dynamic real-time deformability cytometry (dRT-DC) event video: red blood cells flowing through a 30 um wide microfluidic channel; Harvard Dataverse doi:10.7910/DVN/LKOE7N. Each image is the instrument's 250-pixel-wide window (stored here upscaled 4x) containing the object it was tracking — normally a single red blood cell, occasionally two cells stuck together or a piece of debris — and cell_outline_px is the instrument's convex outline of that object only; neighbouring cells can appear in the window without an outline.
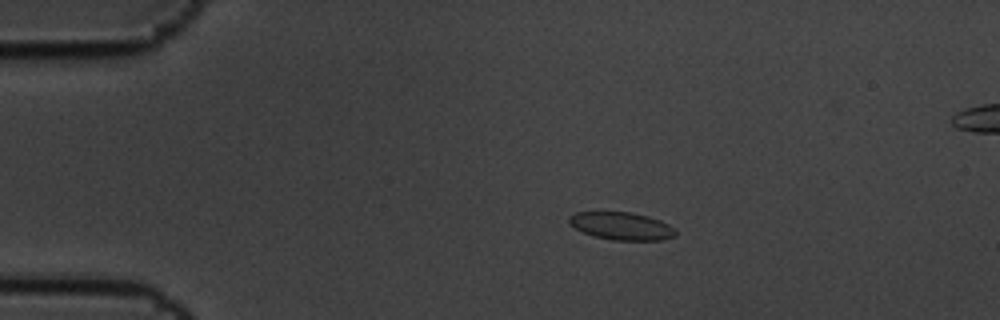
{"species": "common noctule bat (a hibernating species)", "species_latin": "Nyctalus noctula", "temperature_condition": "cold", "stored_images_in_passage": 4, "camera_frame_rate_fps": 3000, "um_per_image_px": 0.085, "animal": {"sex": "male", "body_mass_g": 19.5, "forearm_length_mm": 54.6}, "frame": {"image": 1, "passage_image": 1, "time_ms": 0.0, "image_size_px": [1000, 320], "cell_outline_px": [[676, 236], [664, 240], [612, 240], [596, 236], [584, 232], [568, 224], [568, 216], [576, 212], [632, 212], [648, 216], [660, 220], [676, 228]], "centroid_in_image_um": [52.86, 19.21], "position_along_channel_um": 32.1, "area_um2": 17.28}}
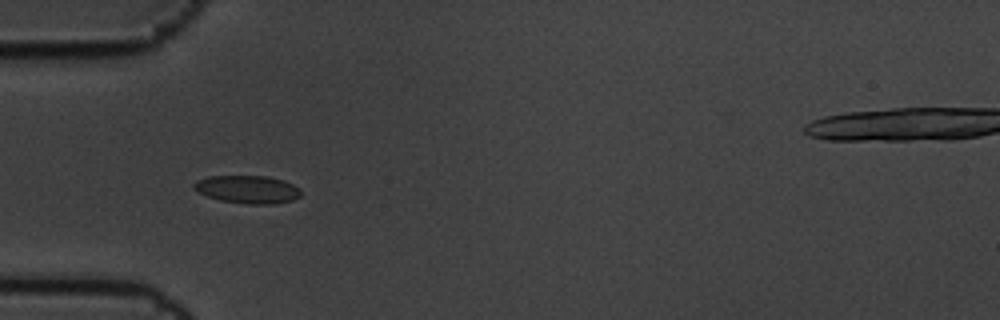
{"frame": {"image": 2, "passage_image": 3, "time_ms": 0.667, "image_size_px": [1000, 320], "cell_outline_px": [[300, 196], [292, 200], [276, 204], [248, 204], [220, 200], [196, 192], [192, 188], [192, 184], [196, 180], [208, 176], [268, 176], [284, 180], [300, 188]], "centroid_in_image_um": [21.02, 16.09], "position_along_channel_um": 64.0, "area_um2": 17.57}}
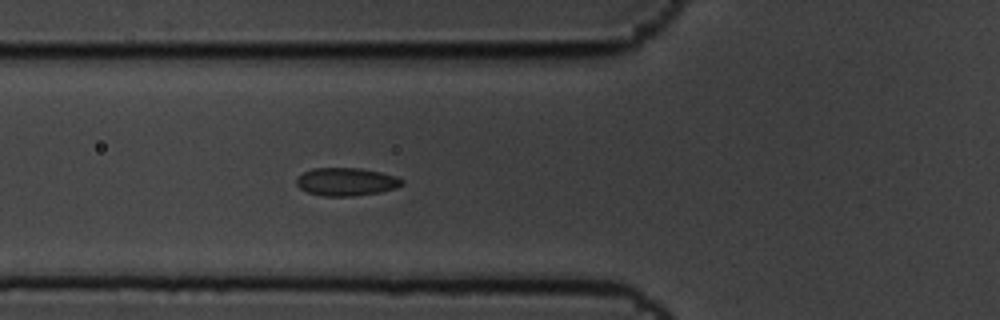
{"frame": {"image": 3, "passage_image": 4, "time_ms": 1.0, "image_size_px": [1000, 320], "cell_outline_px": [[404, 184], [396, 188], [380, 192], [352, 196], [324, 196], [308, 192], [300, 188], [296, 184], [296, 176], [312, 168], [360, 168], [380, 172], [396, 176], [404, 180]], "centroid_in_image_um": [29.43, 15.44], "position_along_channel_um": 96.4, "area_um2": 17.28}}